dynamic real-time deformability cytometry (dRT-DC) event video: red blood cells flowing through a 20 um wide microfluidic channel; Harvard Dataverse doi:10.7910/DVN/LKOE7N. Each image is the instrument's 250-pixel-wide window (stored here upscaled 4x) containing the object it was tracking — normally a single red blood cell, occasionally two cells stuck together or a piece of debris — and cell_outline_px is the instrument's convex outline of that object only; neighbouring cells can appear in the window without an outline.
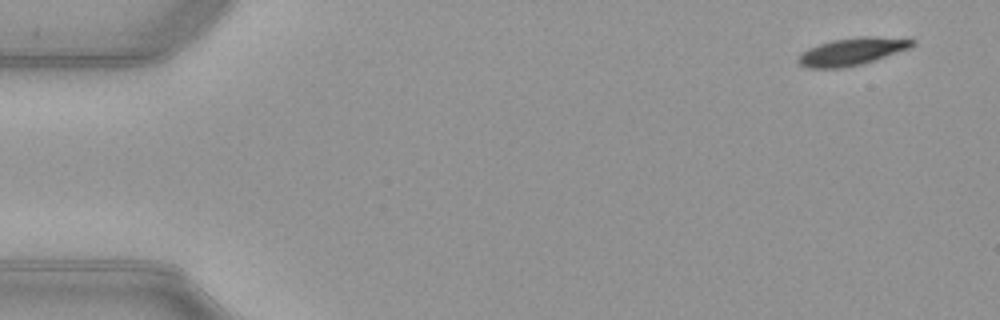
{"species": "common noctule bat (a hibernating species)", "species_latin": "Nyctalus noctula", "temperature_condition": "warm", "stored_images_in_passage": 52, "camera_frame_rate_fps": 3000, "um_per_image_px": 0.085, "animal": {"sex": "female", "body_mass_g": 21.9}, "frame": {"image": 1, "passage_image": 3, "time_ms": 0.667, "image_size_px": [1000, 320], "cell_outline_px": [[916, 44], [908, 48], [864, 64], [844, 68], [808, 68], [800, 64], [796, 60], [800, 52], [808, 48], [832, 40], [856, 36], [876, 36], [916, 40]], "centroid_in_image_um": [72.38, 4.38], "position_along_channel_um": 12.6, "area_um2": 18.38}}
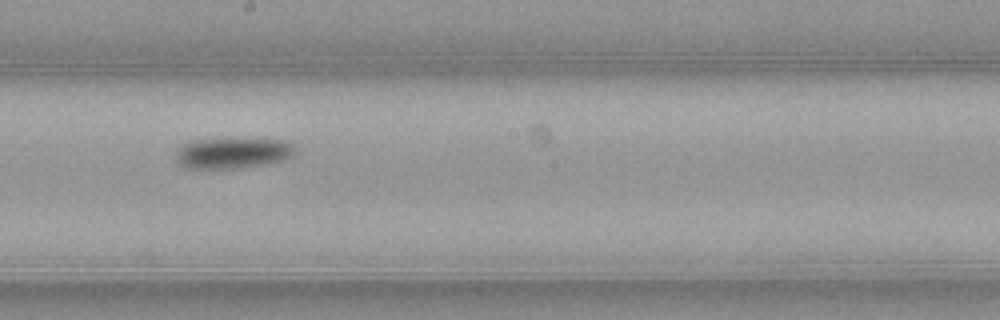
{"frame": {"image": 2, "passage_image": 29, "time_ms": 9.333, "image_size_px": [1000, 320], "cell_outline_px": [[296, 152], [292, 156], [284, 160], [264, 164], [240, 168], [184, 168], [176, 160], [176, 152], [180, 144], [192, 140], [232, 136], [252, 136], [288, 140], [296, 148]], "centroid_in_image_um": [19.82, 12.93], "position_along_channel_um": 228.4, "area_um2": 22.89}}
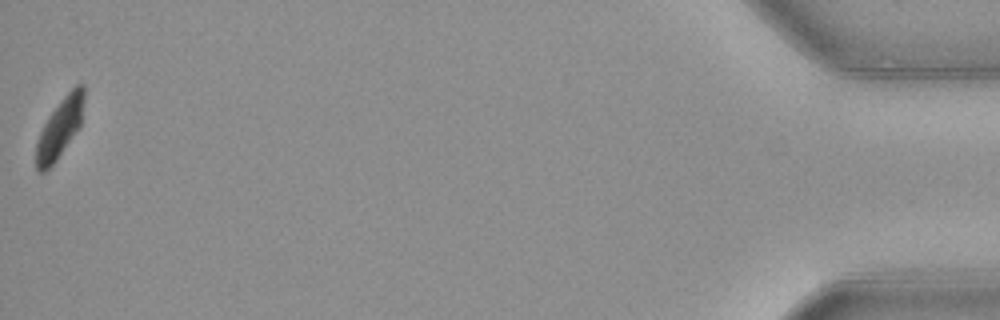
{"frame": {"image": 3, "passage_image": 52, "time_ms": 17.0, "image_size_px": [1000, 320], "cell_outline_px": [[84, 100], [80, 128], [56, 160], [44, 172], [40, 172], [36, 168], [36, 144], [40, 132], [48, 116], [60, 100], [76, 84], [84, 84]], "centroid_in_image_um": [5.1, 10.86], "position_along_channel_um": 430.1, "area_um2": 16.53}, "authors_computed_cell_mechanics": {"area_um2": 19.4786, "velocity_mm_per_s": 3.9675, "shape_relaxation_time_tau1_ms": 2.2985, "shape_relaxation_time_tau2_ms": null, "deformation_change_tau1": 0.1206, "deformation_change_tau2": null}}